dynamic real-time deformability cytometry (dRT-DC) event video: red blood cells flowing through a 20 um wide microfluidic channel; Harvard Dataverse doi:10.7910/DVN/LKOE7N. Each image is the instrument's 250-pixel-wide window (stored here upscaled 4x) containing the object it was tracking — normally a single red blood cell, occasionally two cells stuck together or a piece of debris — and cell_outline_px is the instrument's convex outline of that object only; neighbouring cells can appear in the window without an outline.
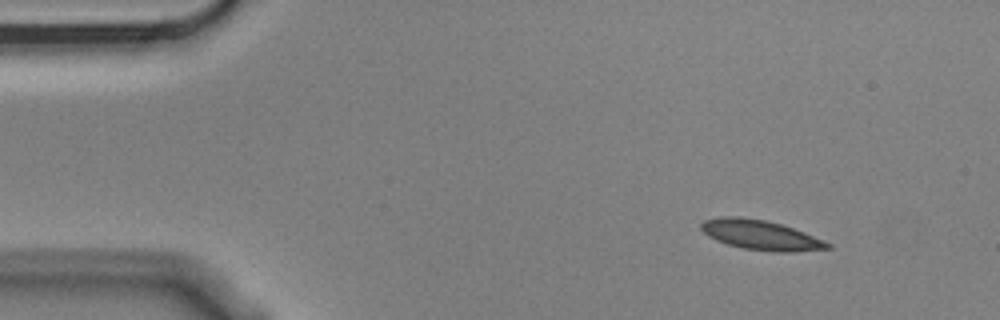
{"species": "Egyptian fruit bat (a non-hibernating species)", "species_latin": "Rousettus aegyptiacus", "temperature_condition": "cold", "stored_images_in_passage": 4, "camera_frame_rate_fps": 3000, "um_per_image_px": 0.085, "animal": {"sex": "male"}, "frame": {"image": 1, "passage_image": 1, "time_ms": 0.0, "image_size_px": [1000, 320], "cell_outline_px": [[832, 248], [792, 252], [776, 252], [744, 248], [728, 244], [716, 240], [708, 236], [700, 228], [700, 224], [704, 220], [720, 216], [740, 216], [764, 220], [780, 224], [804, 232], [832, 244]], "centroid_in_image_um": [64.64, 19.97], "position_along_channel_um": 20.4, "area_um2": 21.79}}